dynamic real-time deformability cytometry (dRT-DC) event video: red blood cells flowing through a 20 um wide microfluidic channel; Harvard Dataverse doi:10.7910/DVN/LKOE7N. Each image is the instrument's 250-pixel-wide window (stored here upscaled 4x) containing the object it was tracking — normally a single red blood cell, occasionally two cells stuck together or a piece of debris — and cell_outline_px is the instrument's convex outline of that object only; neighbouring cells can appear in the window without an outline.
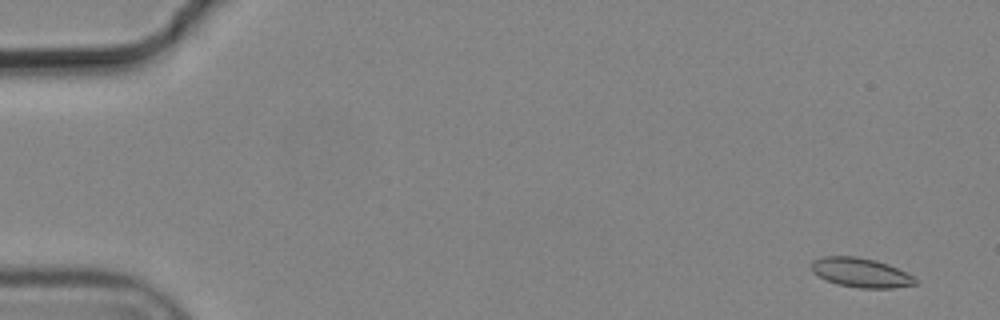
{"species": "common noctule bat (a hibernating species)", "species_latin": "Nyctalus noctula", "temperature_condition": "cold", "stored_images_in_passage": 3, "camera_frame_rate_fps": 3000, "um_per_image_px": 0.085, "animal": {"sex": "male", "body_mass_g": 19.2, "forearm_length_mm": 51.8}, "frame": {"image": 1, "passage_image": 2, "time_ms": 0.333, "image_size_px": [1000, 320], "cell_outline_px": [[916, 284], [892, 288], [860, 288], [836, 284], [812, 272], [812, 260], [820, 256], [856, 256], [876, 260], [888, 264], [912, 276], [916, 280]], "centroid_in_image_um": [73.13, 23.16], "position_along_channel_um": 11.9, "area_um2": 17.63}}
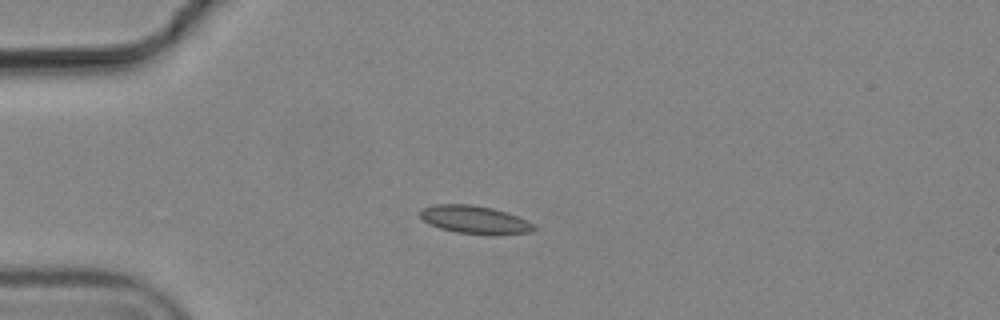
{"frame": {"image": 2, "passage_image": 3, "time_ms": 0.667, "image_size_px": [1000, 320], "cell_outline_px": [[536, 228], [532, 232], [456, 232], [440, 228], [424, 220], [420, 216], [420, 212], [424, 208], [436, 204], [472, 204], [492, 208], [516, 216], [532, 224]], "centroid_in_image_um": [40.27, 18.62], "position_along_channel_um": 44.7, "area_um2": 17.34}}